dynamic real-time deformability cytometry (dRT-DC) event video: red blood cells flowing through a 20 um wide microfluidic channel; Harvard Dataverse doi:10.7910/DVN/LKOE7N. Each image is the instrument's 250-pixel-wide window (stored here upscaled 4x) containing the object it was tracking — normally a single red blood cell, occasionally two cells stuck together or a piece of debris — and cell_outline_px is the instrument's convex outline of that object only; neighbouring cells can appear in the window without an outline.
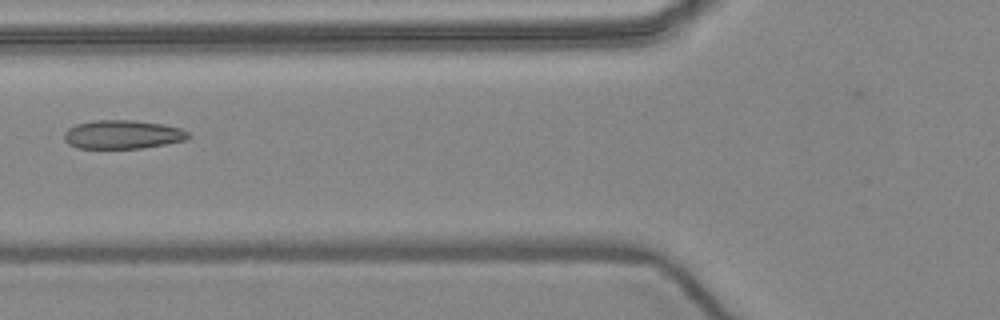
{"species": "common noctule bat (a hibernating species)", "species_latin": "Nyctalus noctula", "temperature_condition": "warm", "stored_images_in_passage": 7, "camera_frame_rate_fps": 3000, "um_per_image_px": 0.085, "animal": {"sex": "female", "body_mass_g": 24.6, "forearm_length_mm": 56.2}, "frame": {"image": 1, "passage_image": 7, "time_ms": 8.0, "image_size_px": [1000, 320], "cell_outline_px": [[192, 136], [184, 140], [164, 144], [140, 148], [76, 148], [68, 144], [64, 140], [64, 132], [68, 128], [76, 124], [92, 120], [136, 120], [164, 124], [180, 128], [188, 132]], "centroid_in_image_um": [10.39, 11.42], "position_along_channel_um": 115.4, "area_um2": 20.87}}